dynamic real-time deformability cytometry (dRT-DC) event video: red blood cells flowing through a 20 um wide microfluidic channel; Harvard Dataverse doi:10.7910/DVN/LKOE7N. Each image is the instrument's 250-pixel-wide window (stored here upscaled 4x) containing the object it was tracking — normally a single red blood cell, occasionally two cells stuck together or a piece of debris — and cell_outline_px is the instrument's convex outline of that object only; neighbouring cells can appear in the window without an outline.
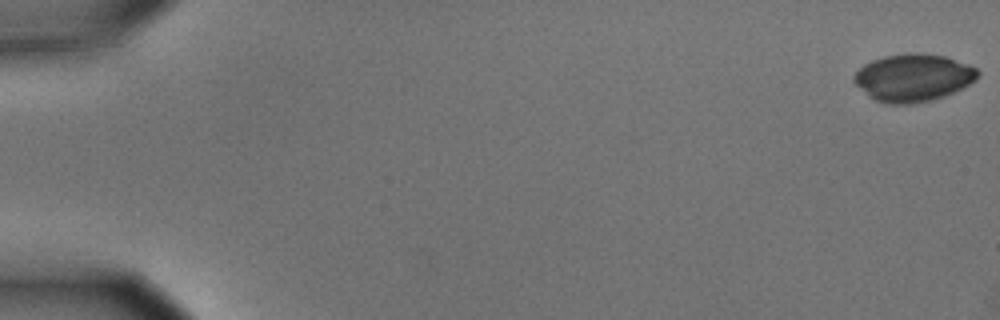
{"species": "common noctule bat (a hibernating species)", "species_latin": "Nyctalus noctula", "temperature_condition": "cold", "stored_images_in_passage": 10, "camera_frame_rate_fps": 3000, "um_per_image_px": 0.085, "animal": {"sex": "male", "body_mass_g": 15.6}, "frame": {"image": 1, "passage_image": 1, "time_ms": 0.0, "image_size_px": [1000, 320], "cell_outline_px": [[980, 72], [976, 80], [944, 96], [932, 100], [908, 104], [884, 104], [868, 96], [852, 80], [852, 76], [864, 64], [872, 60], [884, 56], [912, 52], [920, 52], [944, 56], [968, 64], [976, 68]], "centroid_in_image_um": [77.6, 6.59], "position_along_channel_um": 7.4, "area_um2": 34.28}}